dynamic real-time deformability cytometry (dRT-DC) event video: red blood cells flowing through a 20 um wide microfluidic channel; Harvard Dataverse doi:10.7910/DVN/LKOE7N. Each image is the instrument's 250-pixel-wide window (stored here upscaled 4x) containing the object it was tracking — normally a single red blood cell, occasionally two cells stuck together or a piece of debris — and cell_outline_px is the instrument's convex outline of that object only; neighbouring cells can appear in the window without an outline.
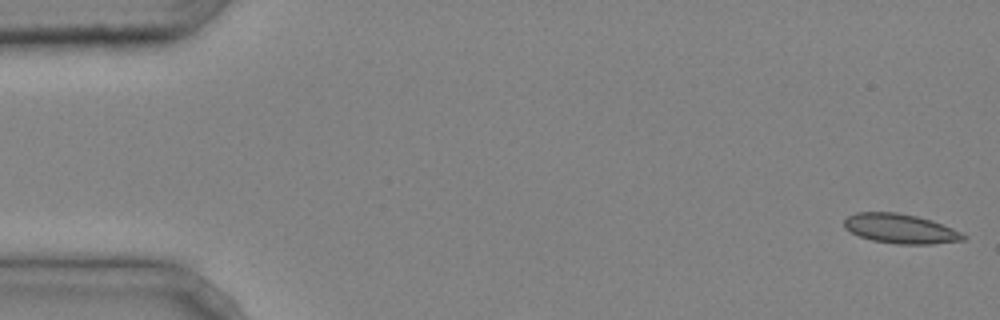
{"species": "common noctule bat (a hibernating species)", "species_latin": "Nyctalus noctula", "temperature_condition": "cold", "stored_images_in_passage": 3, "camera_frame_rate_fps": 3000, "um_per_image_px": 0.085, "animal": {"sex": "male", "body_mass_g": 20.4}, "frame": {"image": 1, "passage_image": 1, "time_ms": 0.0, "image_size_px": [1000, 320], "cell_outline_px": [[968, 236], [964, 240], [932, 244], [896, 244], [872, 240], [860, 236], [844, 228], [844, 220], [848, 216], [856, 212], [896, 212], [916, 216], [932, 220], [952, 228]], "centroid_in_image_um": [76.54, 19.44], "position_along_channel_um": 8.5, "area_um2": 20.46}}